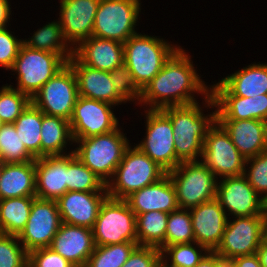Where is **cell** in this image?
<instances>
[{
  "label": "cell",
  "instance_id": "f907efd6",
  "mask_svg": "<svg viewBox=\"0 0 267 267\" xmlns=\"http://www.w3.org/2000/svg\"><path fill=\"white\" fill-rule=\"evenodd\" d=\"M256 254L262 267H267V237L262 241L261 245L256 251Z\"/></svg>",
  "mask_w": 267,
  "mask_h": 267
},
{
  "label": "cell",
  "instance_id": "d4e9b609",
  "mask_svg": "<svg viewBox=\"0 0 267 267\" xmlns=\"http://www.w3.org/2000/svg\"><path fill=\"white\" fill-rule=\"evenodd\" d=\"M74 56L86 66L111 72L124 63V46L118 41L91 36L74 49Z\"/></svg>",
  "mask_w": 267,
  "mask_h": 267
},
{
  "label": "cell",
  "instance_id": "277c9868",
  "mask_svg": "<svg viewBox=\"0 0 267 267\" xmlns=\"http://www.w3.org/2000/svg\"><path fill=\"white\" fill-rule=\"evenodd\" d=\"M118 127L114 131L86 139H76L74 155L107 184L131 145L126 134Z\"/></svg>",
  "mask_w": 267,
  "mask_h": 267
},
{
  "label": "cell",
  "instance_id": "ba28073f",
  "mask_svg": "<svg viewBox=\"0 0 267 267\" xmlns=\"http://www.w3.org/2000/svg\"><path fill=\"white\" fill-rule=\"evenodd\" d=\"M141 0H100L92 36L125 43L137 34Z\"/></svg>",
  "mask_w": 267,
  "mask_h": 267
},
{
  "label": "cell",
  "instance_id": "603a6c76",
  "mask_svg": "<svg viewBox=\"0 0 267 267\" xmlns=\"http://www.w3.org/2000/svg\"><path fill=\"white\" fill-rule=\"evenodd\" d=\"M68 154L35 159L36 197L57 201L67 192Z\"/></svg>",
  "mask_w": 267,
  "mask_h": 267
},
{
  "label": "cell",
  "instance_id": "816d5d0a",
  "mask_svg": "<svg viewBox=\"0 0 267 267\" xmlns=\"http://www.w3.org/2000/svg\"><path fill=\"white\" fill-rule=\"evenodd\" d=\"M157 267H179V266L174 265L172 263L169 264V262L161 255L158 260Z\"/></svg>",
  "mask_w": 267,
  "mask_h": 267
},
{
  "label": "cell",
  "instance_id": "f6af8a7d",
  "mask_svg": "<svg viewBox=\"0 0 267 267\" xmlns=\"http://www.w3.org/2000/svg\"><path fill=\"white\" fill-rule=\"evenodd\" d=\"M160 256L159 248L137 245L122 267H157Z\"/></svg>",
  "mask_w": 267,
  "mask_h": 267
},
{
  "label": "cell",
  "instance_id": "60d3db41",
  "mask_svg": "<svg viewBox=\"0 0 267 267\" xmlns=\"http://www.w3.org/2000/svg\"><path fill=\"white\" fill-rule=\"evenodd\" d=\"M111 80L116 92L128 103H139L142 89L136 83L133 74L123 63L110 72Z\"/></svg>",
  "mask_w": 267,
  "mask_h": 267
},
{
  "label": "cell",
  "instance_id": "6da1fadb",
  "mask_svg": "<svg viewBox=\"0 0 267 267\" xmlns=\"http://www.w3.org/2000/svg\"><path fill=\"white\" fill-rule=\"evenodd\" d=\"M180 47L161 71L144 87L138 103L148 110L197 103L195 93L207 97L211 87L205 84L194 67L191 56ZM149 107V108H148Z\"/></svg>",
  "mask_w": 267,
  "mask_h": 267
},
{
  "label": "cell",
  "instance_id": "f546056e",
  "mask_svg": "<svg viewBox=\"0 0 267 267\" xmlns=\"http://www.w3.org/2000/svg\"><path fill=\"white\" fill-rule=\"evenodd\" d=\"M29 37L23 39V45L30 49L59 54L66 62L74 55V49L65 40L58 20L48 22Z\"/></svg>",
  "mask_w": 267,
  "mask_h": 267
},
{
  "label": "cell",
  "instance_id": "d590c367",
  "mask_svg": "<svg viewBox=\"0 0 267 267\" xmlns=\"http://www.w3.org/2000/svg\"><path fill=\"white\" fill-rule=\"evenodd\" d=\"M137 245V242H124L95 246L94 252L88 258L85 267H122Z\"/></svg>",
  "mask_w": 267,
  "mask_h": 267
},
{
  "label": "cell",
  "instance_id": "484cf974",
  "mask_svg": "<svg viewBox=\"0 0 267 267\" xmlns=\"http://www.w3.org/2000/svg\"><path fill=\"white\" fill-rule=\"evenodd\" d=\"M36 197L35 161L4 163L0 179V200Z\"/></svg>",
  "mask_w": 267,
  "mask_h": 267
},
{
  "label": "cell",
  "instance_id": "4316f807",
  "mask_svg": "<svg viewBox=\"0 0 267 267\" xmlns=\"http://www.w3.org/2000/svg\"><path fill=\"white\" fill-rule=\"evenodd\" d=\"M219 82L235 96L254 97L267 94V63L253 62Z\"/></svg>",
  "mask_w": 267,
  "mask_h": 267
},
{
  "label": "cell",
  "instance_id": "b9f144b4",
  "mask_svg": "<svg viewBox=\"0 0 267 267\" xmlns=\"http://www.w3.org/2000/svg\"><path fill=\"white\" fill-rule=\"evenodd\" d=\"M243 175L264 199L267 196V150L246 160Z\"/></svg>",
  "mask_w": 267,
  "mask_h": 267
},
{
  "label": "cell",
  "instance_id": "f5cc1de1",
  "mask_svg": "<svg viewBox=\"0 0 267 267\" xmlns=\"http://www.w3.org/2000/svg\"><path fill=\"white\" fill-rule=\"evenodd\" d=\"M263 217L267 223V196L263 199Z\"/></svg>",
  "mask_w": 267,
  "mask_h": 267
},
{
  "label": "cell",
  "instance_id": "44dd1931",
  "mask_svg": "<svg viewBox=\"0 0 267 267\" xmlns=\"http://www.w3.org/2000/svg\"><path fill=\"white\" fill-rule=\"evenodd\" d=\"M67 63L76 75L79 96L106 102L113 106L127 103L116 92L110 72L86 66L74 55Z\"/></svg>",
  "mask_w": 267,
  "mask_h": 267
},
{
  "label": "cell",
  "instance_id": "83f0119b",
  "mask_svg": "<svg viewBox=\"0 0 267 267\" xmlns=\"http://www.w3.org/2000/svg\"><path fill=\"white\" fill-rule=\"evenodd\" d=\"M73 143L70 122L62 117L43 113L40 157L70 154L73 150L68 151V153H66L67 151L65 150H68L67 146L69 147V145Z\"/></svg>",
  "mask_w": 267,
  "mask_h": 267
},
{
  "label": "cell",
  "instance_id": "74e56055",
  "mask_svg": "<svg viewBox=\"0 0 267 267\" xmlns=\"http://www.w3.org/2000/svg\"><path fill=\"white\" fill-rule=\"evenodd\" d=\"M31 99L7 83L0 88V122L14 123Z\"/></svg>",
  "mask_w": 267,
  "mask_h": 267
},
{
  "label": "cell",
  "instance_id": "1f68e13d",
  "mask_svg": "<svg viewBox=\"0 0 267 267\" xmlns=\"http://www.w3.org/2000/svg\"><path fill=\"white\" fill-rule=\"evenodd\" d=\"M166 212L152 211L136 215L137 244L162 250L165 247Z\"/></svg>",
  "mask_w": 267,
  "mask_h": 267
},
{
  "label": "cell",
  "instance_id": "ab89813d",
  "mask_svg": "<svg viewBox=\"0 0 267 267\" xmlns=\"http://www.w3.org/2000/svg\"><path fill=\"white\" fill-rule=\"evenodd\" d=\"M29 252L16 235L0 233V267H28Z\"/></svg>",
  "mask_w": 267,
  "mask_h": 267
},
{
  "label": "cell",
  "instance_id": "9c48e42d",
  "mask_svg": "<svg viewBox=\"0 0 267 267\" xmlns=\"http://www.w3.org/2000/svg\"><path fill=\"white\" fill-rule=\"evenodd\" d=\"M92 231L95 246L137 242L136 215L124 199L107 197Z\"/></svg>",
  "mask_w": 267,
  "mask_h": 267
},
{
  "label": "cell",
  "instance_id": "f35d334b",
  "mask_svg": "<svg viewBox=\"0 0 267 267\" xmlns=\"http://www.w3.org/2000/svg\"><path fill=\"white\" fill-rule=\"evenodd\" d=\"M207 252L204 246L194 241L164 247L161 255L179 267H195Z\"/></svg>",
  "mask_w": 267,
  "mask_h": 267
},
{
  "label": "cell",
  "instance_id": "ffe728a7",
  "mask_svg": "<svg viewBox=\"0 0 267 267\" xmlns=\"http://www.w3.org/2000/svg\"><path fill=\"white\" fill-rule=\"evenodd\" d=\"M49 248L75 267H85L95 249L93 231L62 222Z\"/></svg>",
  "mask_w": 267,
  "mask_h": 267
},
{
  "label": "cell",
  "instance_id": "8d00e7d4",
  "mask_svg": "<svg viewBox=\"0 0 267 267\" xmlns=\"http://www.w3.org/2000/svg\"><path fill=\"white\" fill-rule=\"evenodd\" d=\"M195 241L189 209L178 208L169 213L165 234V247Z\"/></svg>",
  "mask_w": 267,
  "mask_h": 267
},
{
  "label": "cell",
  "instance_id": "7bdbcfd3",
  "mask_svg": "<svg viewBox=\"0 0 267 267\" xmlns=\"http://www.w3.org/2000/svg\"><path fill=\"white\" fill-rule=\"evenodd\" d=\"M23 39H18L8 27L0 29V66L11 70L19 53Z\"/></svg>",
  "mask_w": 267,
  "mask_h": 267
},
{
  "label": "cell",
  "instance_id": "e575fe53",
  "mask_svg": "<svg viewBox=\"0 0 267 267\" xmlns=\"http://www.w3.org/2000/svg\"><path fill=\"white\" fill-rule=\"evenodd\" d=\"M0 150L4 163H25L36 159L26 149L13 123L0 126Z\"/></svg>",
  "mask_w": 267,
  "mask_h": 267
},
{
  "label": "cell",
  "instance_id": "8fae6325",
  "mask_svg": "<svg viewBox=\"0 0 267 267\" xmlns=\"http://www.w3.org/2000/svg\"><path fill=\"white\" fill-rule=\"evenodd\" d=\"M78 97L76 75L67 63L40 88L31 103L44 114L70 121Z\"/></svg>",
  "mask_w": 267,
  "mask_h": 267
},
{
  "label": "cell",
  "instance_id": "ac0fdd59",
  "mask_svg": "<svg viewBox=\"0 0 267 267\" xmlns=\"http://www.w3.org/2000/svg\"><path fill=\"white\" fill-rule=\"evenodd\" d=\"M195 242L208 251L219 246L229 217L215 198L189 209Z\"/></svg>",
  "mask_w": 267,
  "mask_h": 267
},
{
  "label": "cell",
  "instance_id": "db71d44e",
  "mask_svg": "<svg viewBox=\"0 0 267 267\" xmlns=\"http://www.w3.org/2000/svg\"><path fill=\"white\" fill-rule=\"evenodd\" d=\"M3 168H4V162H0V179H1V176H2Z\"/></svg>",
  "mask_w": 267,
  "mask_h": 267
},
{
  "label": "cell",
  "instance_id": "e0dca14e",
  "mask_svg": "<svg viewBox=\"0 0 267 267\" xmlns=\"http://www.w3.org/2000/svg\"><path fill=\"white\" fill-rule=\"evenodd\" d=\"M60 23L65 40L75 49L92 36L100 0H59Z\"/></svg>",
  "mask_w": 267,
  "mask_h": 267
},
{
  "label": "cell",
  "instance_id": "5bb4252c",
  "mask_svg": "<svg viewBox=\"0 0 267 267\" xmlns=\"http://www.w3.org/2000/svg\"><path fill=\"white\" fill-rule=\"evenodd\" d=\"M112 107L115 106L79 96L69 121L73 141L107 134L117 129L120 124Z\"/></svg>",
  "mask_w": 267,
  "mask_h": 267
},
{
  "label": "cell",
  "instance_id": "d6986e66",
  "mask_svg": "<svg viewBox=\"0 0 267 267\" xmlns=\"http://www.w3.org/2000/svg\"><path fill=\"white\" fill-rule=\"evenodd\" d=\"M107 192L67 191L57 201L63 223L92 229Z\"/></svg>",
  "mask_w": 267,
  "mask_h": 267
},
{
  "label": "cell",
  "instance_id": "52a82bcc",
  "mask_svg": "<svg viewBox=\"0 0 267 267\" xmlns=\"http://www.w3.org/2000/svg\"><path fill=\"white\" fill-rule=\"evenodd\" d=\"M168 175L181 209H191L216 198L218 179L201 160L181 162Z\"/></svg>",
  "mask_w": 267,
  "mask_h": 267
},
{
  "label": "cell",
  "instance_id": "836d02e7",
  "mask_svg": "<svg viewBox=\"0 0 267 267\" xmlns=\"http://www.w3.org/2000/svg\"><path fill=\"white\" fill-rule=\"evenodd\" d=\"M67 191L107 192L106 184L74 153L68 154Z\"/></svg>",
  "mask_w": 267,
  "mask_h": 267
},
{
  "label": "cell",
  "instance_id": "c3c4849f",
  "mask_svg": "<svg viewBox=\"0 0 267 267\" xmlns=\"http://www.w3.org/2000/svg\"><path fill=\"white\" fill-rule=\"evenodd\" d=\"M195 267H227V263L215 251H208Z\"/></svg>",
  "mask_w": 267,
  "mask_h": 267
},
{
  "label": "cell",
  "instance_id": "30bf717a",
  "mask_svg": "<svg viewBox=\"0 0 267 267\" xmlns=\"http://www.w3.org/2000/svg\"><path fill=\"white\" fill-rule=\"evenodd\" d=\"M229 218L215 250L226 263L238 256L255 254L267 237V223L263 215Z\"/></svg>",
  "mask_w": 267,
  "mask_h": 267
},
{
  "label": "cell",
  "instance_id": "5b68a950",
  "mask_svg": "<svg viewBox=\"0 0 267 267\" xmlns=\"http://www.w3.org/2000/svg\"><path fill=\"white\" fill-rule=\"evenodd\" d=\"M167 172L143 153L137 146H129L117 166L112 179L106 184L108 197L125 199L163 178Z\"/></svg>",
  "mask_w": 267,
  "mask_h": 267
},
{
  "label": "cell",
  "instance_id": "cb8c5ba5",
  "mask_svg": "<svg viewBox=\"0 0 267 267\" xmlns=\"http://www.w3.org/2000/svg\"><path fill=\"white\" fill-rule=\"evenodd\" d=\"M216 121L246 160L267 150V122L256 119Z\"/></svg>",
  "mask_w": 267,
  "mask_h": 267
},
{
  "label": "cell",
  "instance_id": "7402d4cb",
  "mask_svg": "<svg viewBox=\"0 0 267 267\" xmlns=\"http://www.w3.org/2000/svg\"><path fill=\"white\" fill-rule=\"evenodd\" d=\"M124 200L135 215L152 211L169 214L179 208L176 189L168 173L157 182L134 191Z\"/></svg>",
  "mask_w": 267,
  "mask_h": 267
},
{
  "label": "cell",
  "instance_id": "11a10c76",
  "mask_svg": "<svg viewBox=\"0 0 267 267\" xmlns=\"http://www.w3.org/2000/svg\"><path fill=\"white\" fill-rule=\"evenodd\" d=\"M0 162H3L1 150H0Z\"/></svg>",
  "mask_w": 267,
  "mask_h": 267
},
{
  "label": "cell",
  "instance_id": "2e32d148",
  "mask_svg": "<svg viewBox=\"0 0 267 267\" xmlns=\"http://www.w3.org/2000/svg\"><path fill=\"white\" fill-rule=\"evenodd\" d=\"M216 199L228 217L263 215V199L244 175L218 180Z\"/></svg>",
  "mask_w": 267,
  "mask_h": 267
},
{
  "label": "cell",
  "instance_id": "8992f818",
  "mask_svg": "<svg viewBox=\"0 0 267 267\" xmlns=\"http://www.w3.org/2000/svg\"><path fill=\"white\" fill-rule=\"evenodd\" d=\"M67 62L56 53L33 50L22 45L11 68L16 74L17 86L14 89L26 94L30 99L40 88L58 73Z\"/></svg>",
  "mask_w": 267,
  "mask_h": 267
},
{
  "label": "cell",
  "instance_id": "f1b7e54d",
  "mask_svg": "<svg viewBox=\"0 0 267 267\" xmlns=\"http://www.w3.org/2000/svg\"><path fill=\"white\" fill-rule=\"evenodd\" d=\"M210 87L216 105V120L255 119L253 97L232 95L220 82Z\"/></svg>",
  "mask_w": 267,
  "mask_h": 267
},
{
  "label": "cell",
  "instance_id": "d6a6232c",
  "mask_svg": "<svg viewBox=\"0 0 267 267\" xmlns=\"http://www.w3.org/2000/svg\"><path fill=\"white\" fill-rule=\"evenodd\" d=\"M43 112L30 103L13 123L26 149L35 157H40L41 124Z\"/></svg>",
  "mask_w": 267,
  "mask_h": 267
},
{
  "label": "cell",
  "instance_id": "bcb514c9",
  "mask_svg": "<svg viewBox=\"0 0 267 267\" xmlns=\"http://www.w3.org/2000/svg\"><path fill=\"white\" fill-rule=\"evenodd\" d=\"M227 267H262L257 254L238 256L227 263Z\"/></svg>",
  "mask_w": 267,
  "mask_h": 267
},
{
  "label": "cell",
  "instance_id": "9a60e30c",
  "mask_svg": "<svg viewBox=\"0 0 267 267\" xmlns=\"http://www.w3.org/2000/svg\"><path fill=\"white\" fill-rule=\"evenodd\" d=\"M61 223L56 201L35 197L27 224L17 237L28 252L50 247Z\"/></svg>",
  "mask_w": 267,
  "mask_h": 267
},
{
  "label": "cell",
  "instance_id": "4dcf8cb0",
  "mask_svg": "<svg viewBox=\"0 0 267 267\" xmlns=\"http://www.w3.org/2000/svg\"><path fill=\"white\" fill-rule=\"evenodd\" d=\"M35 197L0 200V232L18 236L25 228Z\"/></svg>",
  "mask_w": 267,
  "mask_h": 267
},
{
  "label": "cell",
  "instance_id": "7a4b0ae2",
  "mask_svg": "<svg viewBox=\"0 0 267 267\" xmlns=\"http://www.w3.org/2000/svg\"><path fill=\"white\" fill-rule=\"evenodd\" d=\"M202 101L203 107L197 102L161 109L172 123L176 156L180 162L201 160L204 138L216 121V105L211 93ZM204 107L215 110L204 114Z\"/></svg>",
  "mask_w": 267,
  "mask_h": 267
},
{
  "label": "cell",
  "instance_id": "7c38bea8",
  "mask_svg": "<svg viewBox=\"0 0 267 267\" xmlns=\"http://www.w3.org/2000/svg\"><path fill=\"white\" fill-rule=\"evenodd\" d=\"M201 161L217 179H222L243 175L246 159L239 153L225 129L215 121L204 138Z\"/></svg>",
  "mask_w": 267,
  "mask_h": 267
},
{
  "label": "cell",
  "instance_id": "681fc988",
  "mask_svg": "<svg viewBox=\"0 0 267 267\" xmlns=\"http://www.w3.org/2000/svg\"><path fill=\"white\" fill-rule=\"evenodd\" d=\"M10 6L9 0H0V29L6 28L9 25L10 15L12 14Z\"/></svg>",
  "mask_w": 267,
  "mask_h": 267
},
{
  "label": "cell",
  "instance_id": "ee69618b",
  "mask_svg": "<svg viewBox=\"0 0 267 267\" xmlns=\"http://www.w3.org/2000/svg\"><path fill=\"white\" fill-rule=\"evenodd\" d=\"M28 267H75L51 248H38L29 252Z\"/></svg>",
  "mask_w": 267,
  "mask_h": 267
},
{
  "label": "cell",
  "instance_id": "3957f363",
  "mask_svg": "<svg viewBox=\"0 0 267 267\" xmlns=\"http://www.w3.org/2000/svg\"><path fill=\"white\" fill-rule=\"evenodd\" d=\"M157 37L138 32L123 43L124 64L142 90L181 47Z\"/></svg>",
  "mask_w": 267,
  "mask_h": 267
},
{
  "label": "cell",
  "instance_id": "7dc6e473",
  "mask_svg": "<svg viewBox=\"0 0 267 267\" xmlns=\"http://www.w3.org/2000/svg\"><path fill=\"white\" fill-rule=\"evenodd\" d=\"M255 119L267 122V94L253 97Z\"/></svg>",
  "mask_w": 267,
  "mask_h": 267
},
{
  "label": "cell",
  "instance_id": "4fadbf2b",
  "mask_svg": "<svg viewBox=\"0 0 267 267\" xmlns=\"http://www.w3.org/2000/svg\"><path fill=\"white\" fill-rule=\"evenodd\" d=\"M146 132L135 144L167 173L181 162L177 159L170 119L161 110H144Z\"/></svg>",
  "mask_w": 267,
  "mask_h": 267
}]
</instances>
